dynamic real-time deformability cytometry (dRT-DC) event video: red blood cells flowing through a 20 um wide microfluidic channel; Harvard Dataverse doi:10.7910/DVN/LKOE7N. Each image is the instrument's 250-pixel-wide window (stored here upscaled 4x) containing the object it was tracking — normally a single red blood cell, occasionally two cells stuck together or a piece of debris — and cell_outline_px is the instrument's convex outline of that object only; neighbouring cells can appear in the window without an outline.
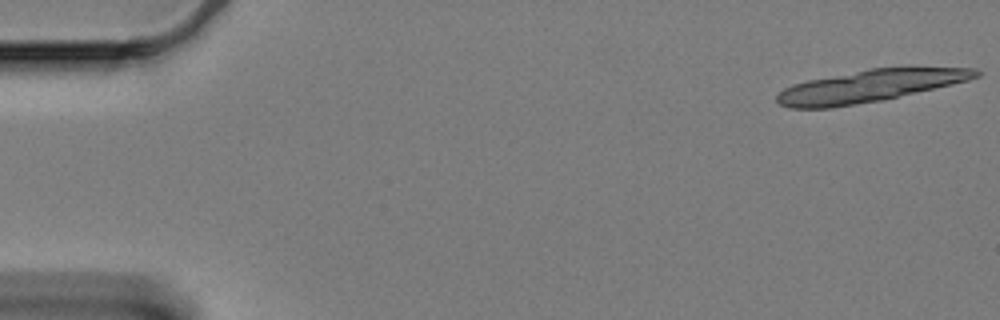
{"species": "Egyptian fruit bat (a non-hibernating species)", "species_latin": "Rousettus aegyptiacus", "temperature_condition": "cold", "stored_images_in_passage": 20, "camera_frame_rate_fps": 3000, "um_per_image_px": 0.085, "animal": {"sex": "female"}, "frame": {"image": 1, "passage_image": 1, "time_ms": 0.0, "image_size_px": [1000, 320], "cell_outline_px": [[980, 76], [968, 80], [952, 84], [884, 100], [832, 108], [792, 108], [780, 104], [776, 100], [776, 96], [784, 88], [792, 84], [808, 80], [872, 68], [976, 68], [980, 72]], "centroid_in_image_um": [73.89, 7.33], "position_along_channel_um": 11.1, "area_um2": 36.76}}